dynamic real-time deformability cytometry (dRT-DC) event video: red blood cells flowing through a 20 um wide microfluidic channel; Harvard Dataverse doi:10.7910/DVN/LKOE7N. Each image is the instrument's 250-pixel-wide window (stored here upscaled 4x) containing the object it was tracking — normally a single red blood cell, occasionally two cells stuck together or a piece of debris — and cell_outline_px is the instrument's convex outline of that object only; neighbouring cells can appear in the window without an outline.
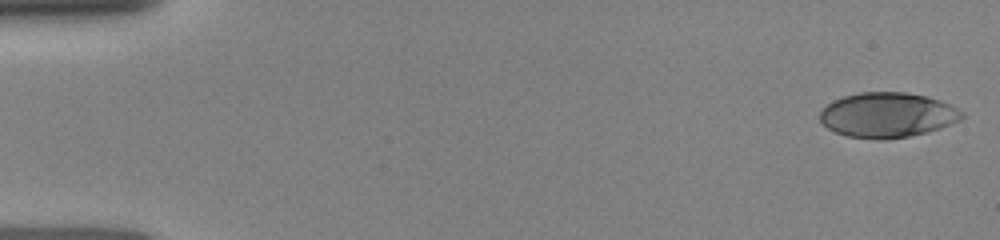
{"species": "human", "species_latin": "Homo sapiens", "temperature_condition": "room temperature", "stored_images_in_passage": 53, "camera_frame_rate_fps": 3000, "um_per_image_px": 0.085, "donor": {"sex": "female"}, "frame": {"image": 1, "passage_image": 1, "time_ms": 0.0, "image_size_px": [1000, 240], "cell_outline_px": [[964, 116], [960, 120], [940, 128], [908, 136], [884, 140], [876, 140], [848, 136], [836, 132], [828, 128], [820, 120], [820, 112], [832, 100], [844, 96], [860, 92], [904, 92], [924, 96], [940, 100], [964, 112]], "centroid_in_image_um": [75.42, 9.77], "position_along_channel_um": 9.6, "area_um2": 36.99}}
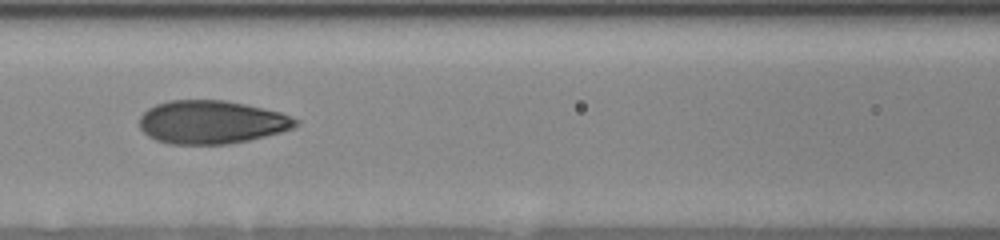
{"frame": {"image": 2, "passage_image": 29, "time_ms": 6.667, "image_size_px": [1000, 240], "cell_outline_px": [[300, 124], [292, 128], [280, 132], [248, 140], [224, 144], [168, 144], [156, 140], [148, 136], [140, 128], [140, 116], [148, 108], [156, 104], [168, 100], [224, 100], [244, 104], [280, 112], [300, 120]], "centroid_in_image_um": [17.96, 10.38], "position_along_channel_um": 148.6, "area_um2": 39.3}}
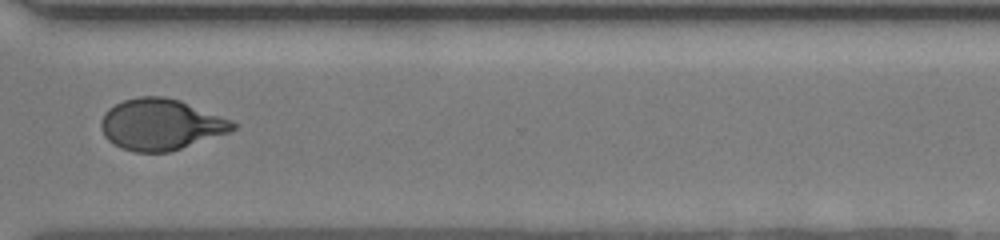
{"frame": {"image": 3, "passage_image": 52, "time_ms": 11.667, "image_size_px": [1000, 240], "cell_outline_px": [[240, 124], [236, 128], [228, 132], [168, 152], [136, 152], [120, 148], [108, 140], [104, 136], [100, 128], [100, 120], [104, 112], [108, 108], [124, 100], [140, 96], [164, 96], [180, 100], [232, 120]], "centroid_in_image_um": [13.64, 10.57], "position_along_channel_um": 357.0, "area_um2": 39.25}}